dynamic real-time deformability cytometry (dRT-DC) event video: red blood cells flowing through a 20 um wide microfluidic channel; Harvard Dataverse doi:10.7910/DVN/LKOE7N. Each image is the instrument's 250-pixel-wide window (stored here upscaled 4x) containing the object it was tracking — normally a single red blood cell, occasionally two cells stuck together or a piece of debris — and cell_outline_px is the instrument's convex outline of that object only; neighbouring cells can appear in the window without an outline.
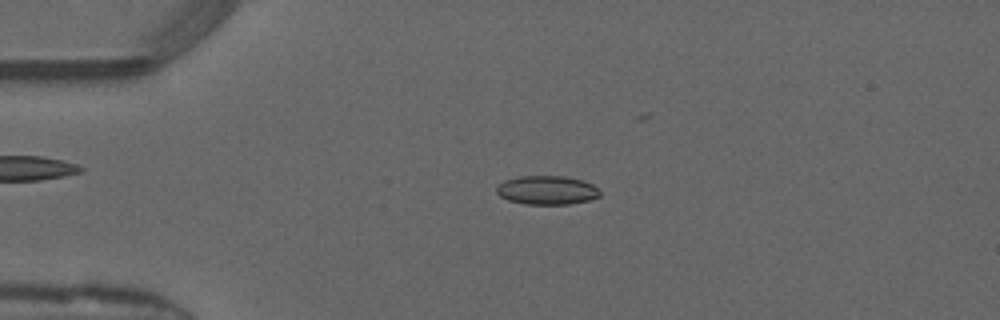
{"species": "common noctule bat (a hibernating species)", "species_latin": "Nyctalus noctula", "temperature_condition": "warm", "stored_images_in_passage": 20, "camera_frame_rate_fps": 3000, "um_per_image_px": 0.085, "animal": {"sex": "male", "forearm_length_mm": 52.5}, "frame": {"image": 1, "passage_image": 7, "time_ms": 2.0, "image_size_px": [1000, 320], "cell_outline_px": [[600, 196], [588, 200], [568, 204], [524, 204], [508, 200], [500, 196], [496, 192], [496, 188], [504, 180], [520, 176], [564, 176], [580, 180], [592, 184], [600, 192]], "centroid_in_image_um": [46.46, 16.16], "position_along_channel_um": 38.5, "area_um2": 17.22}}
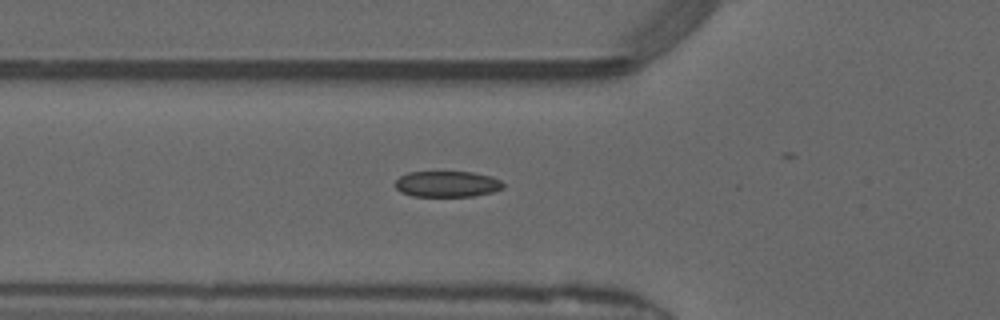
{"frame": {"image": 2, "passage_image": 13, "time_ms": 4.0, "image_size_px": [1000, 320], "cell_outline_px": [[504, 188], [492, 192], [472, 196], [412, 196], [400, 192], [396, 188], [396, 180], [400, 176], [408, 172], [472, 172], [488, 176], [500, 180], [504, 184]], "centroid_in_image_um": [37.99, 15.64], "position_along_channel_um": 87.8, "area_um2": 16.24}}
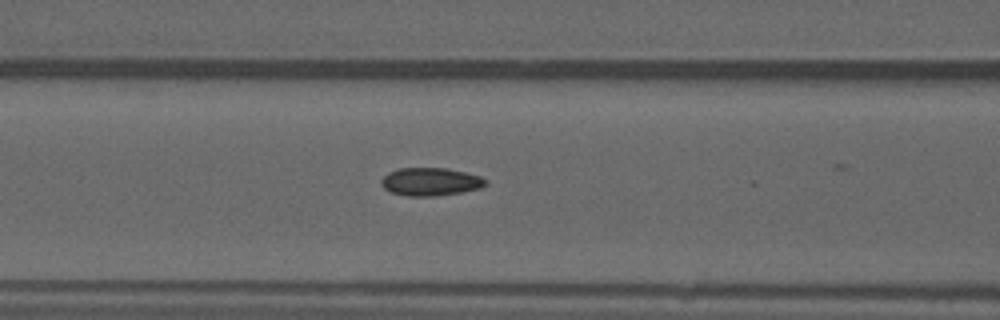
{"frame": {"image": 3, "passage_image": 16, "time_ms": 5.0, "image_size_px": [1000, 320], "cell_outline_px": [[488, 184], [480, 188], [460, 192], [436, 196], [408, 196], [392, 192], [384, 188], [380, 184], [380, 180], [388, 172], [400, 168], [448, 168], [480, 176], [488, 180]], "centroid_in_image_um": [36.6, 15.44], "position_along_channel_um": 130.0, "area_um2": 17.05}}